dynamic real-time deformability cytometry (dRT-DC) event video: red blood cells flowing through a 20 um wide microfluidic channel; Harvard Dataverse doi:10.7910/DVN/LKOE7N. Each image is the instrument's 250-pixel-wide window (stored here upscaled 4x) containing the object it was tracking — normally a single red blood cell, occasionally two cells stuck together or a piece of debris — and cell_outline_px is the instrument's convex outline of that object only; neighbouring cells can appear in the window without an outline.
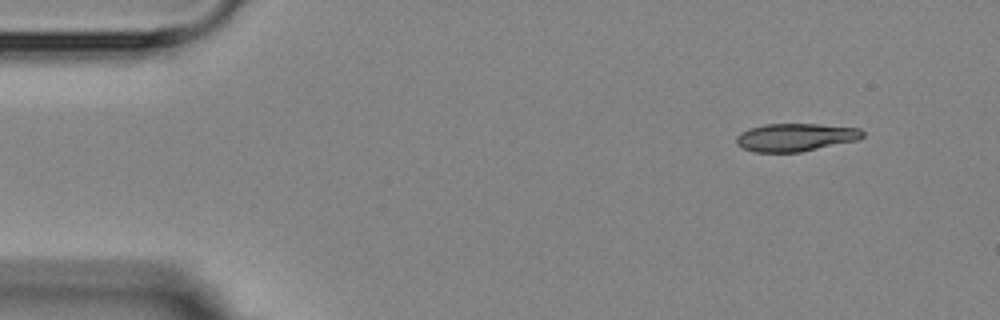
{"species": "Egyptian fruit bat (a non-hibernating species)", "species_latin": "Rousettus aegyptiacus", "temperature_condition": "room temperature", "stored_images_in_passage": 5, "camera_frame_rate_fps": 3000, "um_per_image_px": 0.085, "animal": {"sex": "female"}, "frame": {"image": 1, "passage_image": 1, "time_ms": 0.0, "image_size_px": [1000, 320], "cell_outline_px": [[864, 136], [860, 140], [800, 152], [756, 152], [744, 148], [736, 144], [736, 136], [740, 132], [748, 128], [764, 124], [820, 124], [860, 128], [864, 132]], "centroid_in_image_um": [67.64, 11.66], "position_along_channel_um": 17.4, "area_um2": 20.75}}
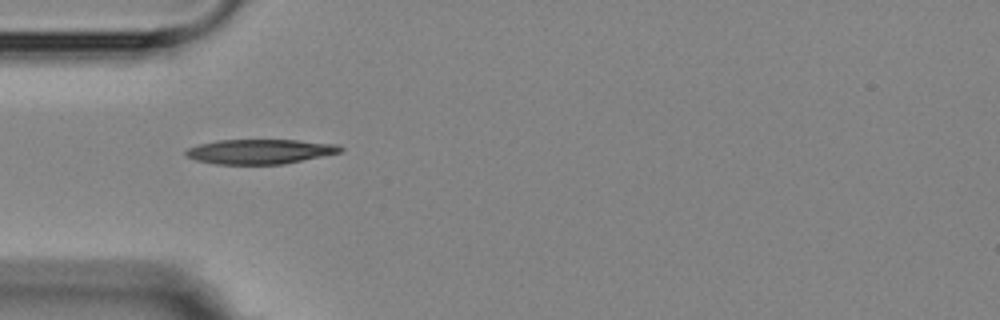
{"frame": {"image": 2, "passage_image": 4, "time_ms": 3.667, "image_size_px": [1000, 320], "cell_outline_px": [[344, 148], [340, 152], [284, 164], [216, 164], [196, 160], [184, 156], [184, 152], [188, 148], [200, 144], [216, 140], [296, 140], [336, 144]], "centroid_in_image_um": [22.05, 12.88], "position_along_channel_um": 63.0, "area_um2": 22.14}}
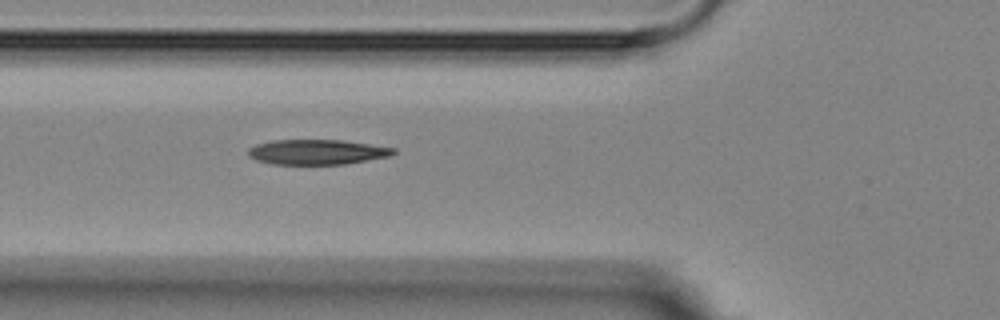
{"frame": {"image": 3, "passage_image": 5, "time_ms": 4.667, "image_size_px": [1000, 320], "cell_outline_px": [[396, 152], [392, 156], [344, 164], [272, 164], [256, 160], [248, 156], [248, 148], [256, 144], [272, 140], [344, 140], [396, 148]], "centroid_in_image_um": [26.96, 12.92], "position_along_channel_um": 98.8, "area_um2": 21.33}}